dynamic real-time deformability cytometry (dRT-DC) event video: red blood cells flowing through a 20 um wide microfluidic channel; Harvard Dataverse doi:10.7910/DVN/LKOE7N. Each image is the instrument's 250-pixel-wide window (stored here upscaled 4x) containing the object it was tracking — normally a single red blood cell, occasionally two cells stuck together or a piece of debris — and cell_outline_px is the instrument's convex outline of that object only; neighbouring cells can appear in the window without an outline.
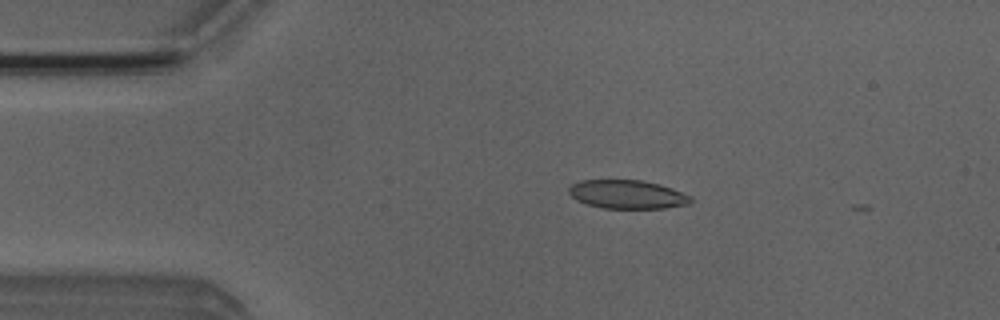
{"species": "Egyptian fruit bat (a non-hibernating species)", "species_latin": "Rousettus aegyptiacus", "temperature_condition": "room temperature", "stored_images_in_passage": 3, "camera_frame_rate_fps": 3000, "um_per_image_px": 0.085, "animal": {"sex": "male"}, "frame": {"image": 1, "passage_image": 2, "time_ms": 1.333, "image_size_px": [1000, 320], "cell_outline_px": [[692, 200], [688, 204], [664, 208], [604, 208], [588, 204], [576, 200], [568, 192], [568, 188], [572, 184], [580, 180], [644, 180], [660, 184], [672, 188], [692, 196]], "centroid_in_image_um": [53.33, 16.51], "position_along_channel_um": 31.7, "area_um2": 20.35}}